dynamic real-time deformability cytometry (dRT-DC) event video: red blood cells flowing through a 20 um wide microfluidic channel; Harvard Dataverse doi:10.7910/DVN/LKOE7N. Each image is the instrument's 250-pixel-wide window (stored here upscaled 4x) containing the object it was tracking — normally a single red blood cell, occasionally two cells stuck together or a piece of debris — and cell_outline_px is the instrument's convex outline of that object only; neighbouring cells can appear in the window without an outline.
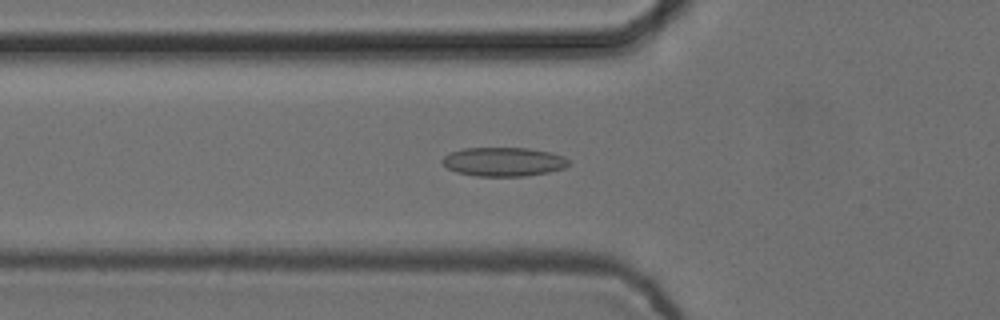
{"species": "common noctule bat (a hibernating species)", "species_latin": "Nyctalus noctula", "temperature_condition": "cold", "stored_images_in_passage": 49, "camera_frame_rate_fps": 3000, "um_per_image_px": 0.085, "animal": {"sex": "female", "body_mass_g": 24.6, "forearm_length_mm": 56.2}, "frame": {"image": 1, "passage_image": 19, "time_ms": 6.0, "image_size_px": [1000, 320], "cell_outline_px": [[572, 164], [564, 168], [548, 172], [524, 176], [476, 176], [456, 172], [448, 168], [440, 160], [444, 156], [452, 152], [464, 148], [528, 148], [548, 152], [564, 156]], "centroid_in_image_um": [42.81, 13.75], "position_along_channel_um": 83.0, "area_um2": 21.27}}
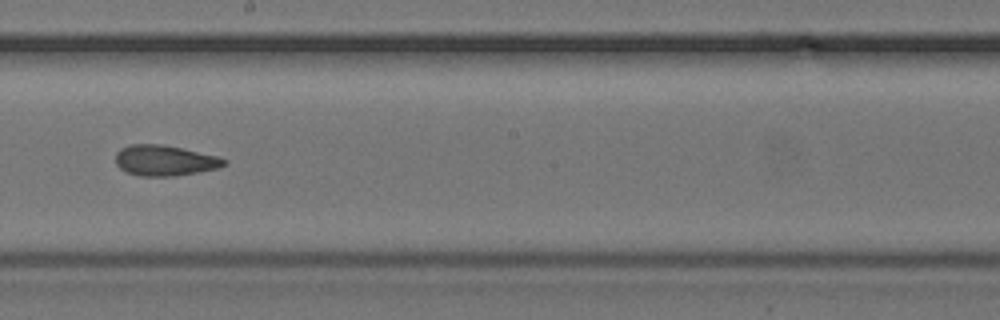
{"frame": {"image": 2, "passage_image": 31, "time_ms": 10.0, "image_size_px": [1000, 320], "cell_outline_px": [[228, 164], [216, 168], [176, 176], [140, 176], [128, 172], [120, 168], [116, 164], [116, 152], [120, 148], [128, 144], [164, 144], [216, 156], [228, 160]], "centroid_in_image_um": [13.98, 13.63], "position_along_channel_um": 234.2, "area_um2": 19.31}}
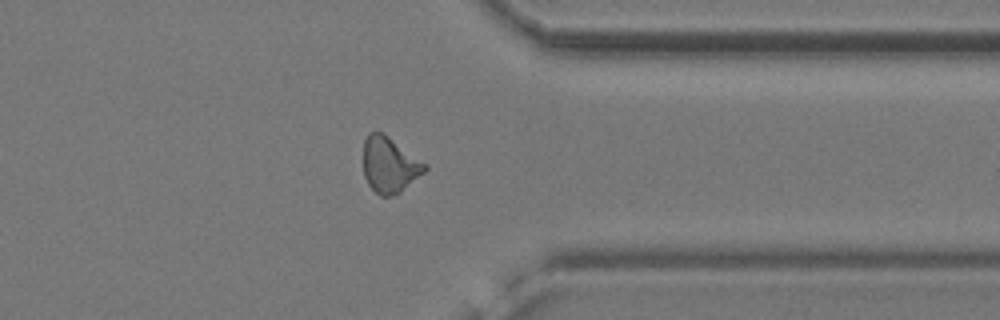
{"frame": {"image": 3, "passage_image": 43, "time_ms": 14.0, "image_size_px": [1000, 320], "cell_outline_px": [[428, 168], [424, 172], [400, 192], [392, 196], [380, 196], [368, 184], [364, 176], [364, 140], [368, 132], [380, 132], [388, 136], [428, 164]], "centroid_in_image_um": [33.12, 14.01], "position_along_channel_um": 378.3, "area_um2": 19.88}, "authors_computed_cell_mechanics": {"area_um2": 19.8832, "velocity_mm_per_s": 3.7473, "shape_relaxation_time_tau1_ms": null, "shape_relaxation_time_tau2_ms": 3.2109, "deformation_change_tau1": null, "deformation_change_tau2": 0.0928}}